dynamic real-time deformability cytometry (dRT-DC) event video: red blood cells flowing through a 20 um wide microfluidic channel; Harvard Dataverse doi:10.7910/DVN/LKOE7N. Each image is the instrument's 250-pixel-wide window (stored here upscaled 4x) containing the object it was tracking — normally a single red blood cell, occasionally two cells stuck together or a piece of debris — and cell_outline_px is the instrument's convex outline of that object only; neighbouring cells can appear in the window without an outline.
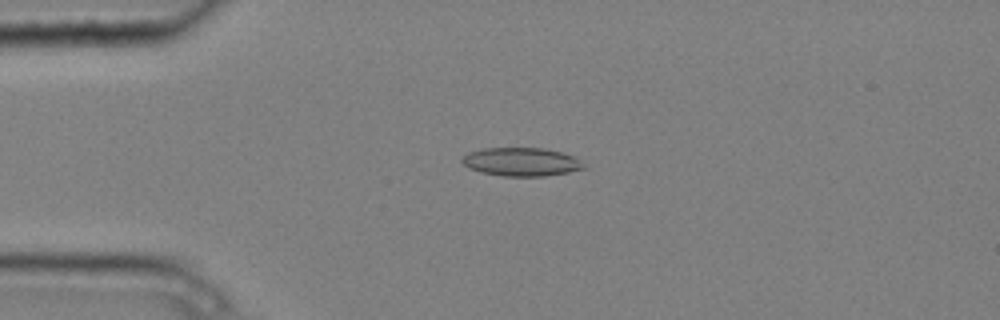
{"species": "common noctule bat (a hibernating species)", "species_latin": "Nyctalus noctula", "temperature_condition": "cold", "stored_images_in_passage": 3, "camera_frame_rate_fps": 3000, "um_per_image_px": 0.085, "animal": {"sex": "male", "body_mass_g": 20.4}, "frame": {"image": 1, "passage_image": 3, "time_ms": 0.667, "image_size_px": [1000, 320], "cell_outline_px": [[588, 168], [568, 172], [544, 176], [500, 176], [480, 172], [468, 168], [460, 160], [468, 152], [484, 148], [544, 148], [576, 156]], "centroid_in_image_um": [44.33, 13.76], "position_along_channel_um": 40.7, "area_um2": 20.35}}